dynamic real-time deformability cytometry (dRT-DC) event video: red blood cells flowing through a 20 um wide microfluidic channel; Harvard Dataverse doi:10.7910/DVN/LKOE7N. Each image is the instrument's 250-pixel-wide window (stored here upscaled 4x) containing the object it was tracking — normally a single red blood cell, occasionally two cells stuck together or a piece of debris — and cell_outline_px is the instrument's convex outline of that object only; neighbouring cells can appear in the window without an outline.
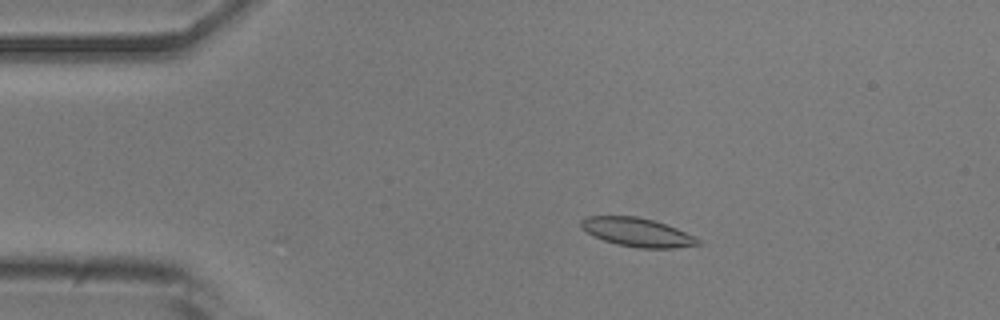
{"species": "common noctule bat (a hibernating species)", "species_latin": "Nyctalus noctula", "temperature_condition": "room temperature", "stored_images_in_passage": 4, "camera_frame_rate_fps": 3000, "um_per_image_px": 0.085, "animal": {"sex": "male", "body_mass_g": 20.5, "forearm_length_mm": 52.5}, "frame": {"image": 1, "passage_image": 2, "time_ms": 0.333, "image_size_px": [1000, 320], "cell_outline_px": [[700, 244], [676, 248], [640, 248], [616, 244], [604, 240], [580, 228], [580, 220], [588, 216], [636, 216], [652, 220], [676, 228], [696, 236], [700, 240]], "centroid_in_image_um": [54.17, 19.74], "position_along_channel_um": 30.8, "area_um2": 19.42}}
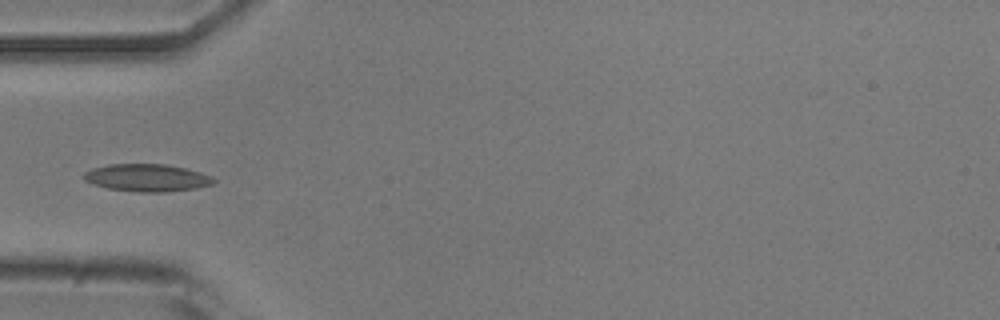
{"frame": {"image": 2, "passage_image": 4, "time_ms": 1.0, "image_size_px": [1000, 320], "cell_outline_px": [[216, 180], [212, 184], [196, 188], [164, 192], [140, 192], [108, 188], [92, 184], [84, 180], [84, 172], [92, 168], [108, 164], [164, 164], [184, 168], [200, 172], [212, 176]], "centroid_in_image_um": [12.48, 15.1], "position_along_channel_um": 72.5, "area_um2": 20.69}}